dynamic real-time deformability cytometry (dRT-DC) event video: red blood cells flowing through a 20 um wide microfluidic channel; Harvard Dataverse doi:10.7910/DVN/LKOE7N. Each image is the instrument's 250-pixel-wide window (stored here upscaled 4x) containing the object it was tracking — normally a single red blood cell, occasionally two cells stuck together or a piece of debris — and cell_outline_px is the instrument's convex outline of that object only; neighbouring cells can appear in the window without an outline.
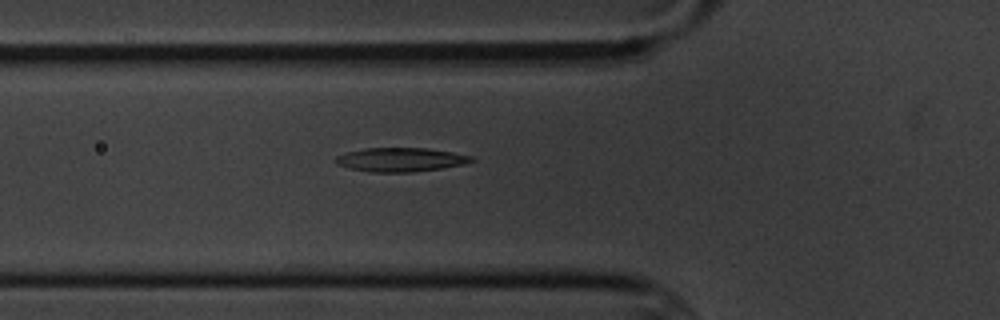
{"species": "common noctule bat (a hibernating species)", "species_latin": "Nyctalus noctula", "temperature_condition": "cold", "stored_images_in_passage": 6, "camera_frame_rate_fps": 3000, "um_per_image_px": 0.085, "animal": {"sex": "male", "body_mass_g": 20.1, "forearm_length_mm": 53.5}, "frame": {"image": 1, "passage_image": 6, "time_ms": 5.667, "image_size_px": [1000, 320], "cell_outline_px": [[476, 160], [464, 164], [444, 168], [412, 172], [368, 172], [348, 168], [336, 164], [332, 160], [336, 156], [348, 152], [364, 148], [428, 148], [452, 152], [472, 156]], "centroid_in_image_um": [34.03, 13.57], "position_along_channel_um": 91.8, "area_um2": 19.13}}